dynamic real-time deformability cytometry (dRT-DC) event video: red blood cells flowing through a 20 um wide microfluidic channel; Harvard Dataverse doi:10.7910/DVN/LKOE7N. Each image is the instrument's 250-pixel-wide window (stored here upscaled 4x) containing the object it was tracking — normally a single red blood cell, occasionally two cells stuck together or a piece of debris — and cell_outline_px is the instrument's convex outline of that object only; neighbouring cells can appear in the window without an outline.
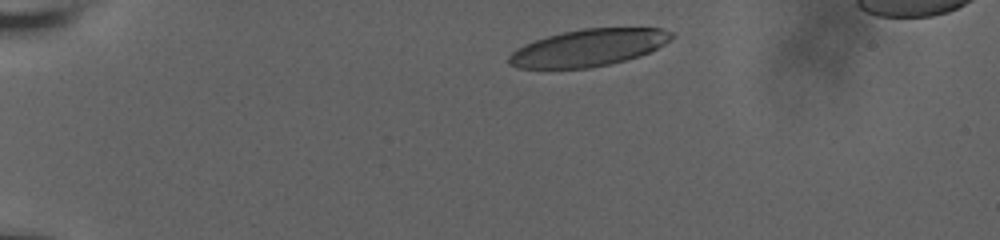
{"species": "human", "species_latin": "Homo sapiens", "temperature_condition": "room temperature", "stored_images_in_passage": 17, "camera_frame_rate_fps": 3000, "um_per_image_px": 0.085, "donor": {"sex": "male"}, "frame": {"image": 1, "passage_image": 1, "time_ms": 0.0, "image_size_px": [1000, 240], "cell_outline_px": [[676, 36], [664, 44], [640, 56], [592, 68], [516, 68], [508, 64], [508, 56], [516, 48], [524, 44], [548, 36], [580, 28], [660, 28], [672, 32]], "centroid_in_image_um": [50.01, 4.06], "position_along_channel_um": 35.0, "area_um2": 35.03}}